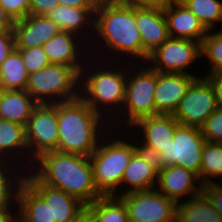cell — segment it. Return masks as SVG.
<instances>
[{
	"label": "cell",
	"instance_id": "obj_41",
	"mask_svg": "<svg viewBox=\"0 0 222 222\" xmlns=\"http://www.w3.org/2000/svg\"><path fill=\"white\" fill-rule=\"evenodd\" d=\"M59 5L76 8H97L99 0H58Z\"/></svg>",
	"mask_w": 222,
	"mask_h": 222
},
{
	"label": "cell",
	"instance_id": "obj_32",
	"mask_svg": "<svg viewBox=\"0 0 222 222\" xmlns=\"http://www.w3.org/2000/svg\"><path fill=\"white\" fill-rule=\"evenodd\" d=\"M207 57L210 68L208 73L222 71V28L208 31L201 43V58Z\"/></svg>",
	"mask_w": 222,
	"mask_h": 222
},
{
	"label": "cell",
	"instance_id": "obj_2",
	"mask_svg": "<svg viewBox=\"0 0 222 222\" xmlns=\"http://www.w3.org/2000/svg\"><path fill=\"white\" fill-rule=\"evenodd\" d=\"M30 171L43 184L72 195L85 205L103 196L95 186L90 156L50 151L36 159Z\"/></svg>",
	"mask_w": 222,
	"mask_h": 222
},
{
	"label": "cell",
	"instance_id": "obj_39",
	"mask_svg": "<svg viewBox=\"0 0 222 222\" xmlns=\"http://www.w3.org/2000/svg\"><path fill=\"white\" fill-rule=\"evenodd\" d=\"M204 75L214 89L218 108L222 109V71Z\"/></svg>",
	"mask_w": 222,
	"mask_h": 222
},
{
	"label": "cell",
	"instance_id": "obj_23",
	"mask_svg": "<svg viewBox=\"0 0 222 222\" xmlns=\"http://www.w3.org/2000/svg\"><path fill=\"white\" fill-rule=\"evenodd\" d=\"M25 155L28 158H26ZM27 160L29 161V150L25 139V126L16 122L0 119V162L13 163L15 161V165L17 164V166H19L21 164L20 169L22 168V171L25 169L24 171L26 172L29 171V167H27L29 163H27ZM19 161L21 163H19ZM22 163H24V165Z\"/></svg>",
	"mask_w": 222,
	"mask_h": 222
},
{
	"label": "cell",
	"instance_id": "obj_15",
	"mask_svg": "<svg viewBox=\"0 0 222 222\" xmlns=\"http://www.w3.org/2000/svg\"><path fill=\"white\" fill-rule=\"evenodd\" d=\"M156 188L176 203L197 197L203 192V185L198 175L177 165L158 169Z\"/></svg>",
	"mask_w": 222,
	"mask_h": 222
},
{
	"label": "cell",
	"instance_id": "obj_40",
	"mask_svg": "<svg viewBox=\"0 0 222 222\" xmlns=\"http://www.w3.org/2000/svg\"><path fill=\"white\" fill-rule=\"evenodd\" d=\"M104 1L118 6L142 7V6L160 5L165 0H104Z\"/></svg>",
	"mask_w": 222,
	"mask_h": 222
},
{
	"label": "cell",
	"instance_id": "obj_25",
	"mask_svg": "<svg viewBox=\"0 0 222 222\" xmlns=\"http://www.w3.org/2000/svg\"><path fill=\"white\" fill-rule=\"evenodd\" d=\"M18 222H51L50 205L25 181L17 191Z\"/></svg>",
	"mask_w": 222,
	"mask_h": 222
},
{
	"label": "cell",
	"instance_id": "obj_9",
	"mask_svg": "<svg viewBox=\"0 0 222 222\" xmlns=\"http://www.w3.org/2000/svg\"><path fill=\"white\" fill-rule=\"evenodd\" d=\"M58 119L56 104H38L25 126V139L29 151V171L44 153L58 149ZM31 162V163H30Z\"/></svg>",
	"mask_w": 222,
	"mask_h": 222
},
{
	"label": "cell",
	"instance_id": "obj_12",
	"mask_svg": "<svg viewBox=\"0 0 222 222\" xmlns=\"http://www.w3.org/2000/svg\"><path fill=\"white\" fill-rule=\"evenodd\" d=\"M199 58H201L200 42L169 37L149 55L147 61L151 63L147 64H151V67L160 73L190 74L185 70L200 60Z\"/></svg>",
	"mask_w": 222,
	"mask_h": 222
},
{
	"label": "cell",
	"instance_id": "obj_17",
	"mask_svg": "<svg viewBox=\"0 0 222 222\" xmlns=\"http://www.w3.org/2000/svg\"><path fill=\"white\" fill-rule=\"evenodd\" d=\"M157 182L158 164L156 158L138 149L132 155L125 169L121 180V188L122 186L123 188H120L113 196L118 197L131 192L153 190L156 189Z\"/></svg>",
	"mask_w": 222,
	"mask_h": 222
},
{
	"label": "cell",
	"instance_id": "obj_43",
	"mask_svg": "<svg viewBox=\"0 0 222 222\" xmlns=\"http://www.w3.org/2000/svg\"><path fill=\"white\" fill-rule=\"evenodd\" d=\"M14 20L5 12L0 5V32L13 31Z\"/></svg>",
	"mask_w": 222,
	"mask_h": 222
},
{
	"label": "cell",
	"instance_id": "obj_13",
	"mask_svg": "<svg viewBox=\"0 0 222 222\" xmlns=\"http://www.w3.org/2000/svg\"><path fill=\"white\" fill-rule=\"evenodd\" d=\"M178 125L173 115L158 114L139 119L127 132L130 135L132 129L138 128L136 133H132L137 138L138 148L156 158L173 142Z\"/></svg>",
	"mask_w": 222,
	"mask_h": 222
},
{
	"label": "cell",
	"instance_id": "obj_27",
	"mask_svg": "<svg viewBox=\"0 0 222 222\" xmlns=\"http://www.w3.org/2000/svg\"><path fill=\"white\" fill-rule=\"evenodd\" d=\"M13 164L14 163L0 162V213L10 210L15 212L14 208L15 205H17L15 203L17 201V191L19 185L24 180L23 174L25 173L23 172L25 171H21L18 168L19 166H13ZM11 206H13L14 208H12Z\"/></svg>",
	"mask_w": 222,
	"mask_h": 222
},
{
	"label": "cell",
	"instance_id": "obj_7",
	"mask_svg": "<svg viewBox=\"0 0 222 222\" xmlns=\"http://www.w3.org/2000/svg\"><path fill=\"white\" fill-rule=\"evenodd\" d=\"M38 104H56L80 97V74L73 68L50 63L29 74L25 89Z\"/></svg>",
	"mask_w": 222,
	"mask_h": 222
},
{
	"label": "cell",
	"instance_id": "obj_14",
	"mask_svg": "<svg viewBox=\"0 0 222 222\" xmlns=\"http://www.w3.org/2000/svg\"><path fill=\"white\" fill-rule=\"evenodd\" d=\"M135 21L143 45V63L170 36L162 4L135 7Z\"/></svg>",
	"mask_w": 222,
	"mask_h": 222
},
{
	"label": "cell",
	"instance_id": "obj_10",
	"mask_svg": "<svg viewBox=\"0 0 222 222\" xmlns=\"http://www.w3.org/2000/svg\"><path fill=\"white\" fill-rule=\"evenodd\" d=\"M118 197L126 207L129 222H176L177 203L157 189Z\"/></svg>",
	"mask_w": 222,
	"mask_h": 222
},
{
	"label": "cell",
	"instance_id": "obj_28",
	"mask_svg": "<svg viewBox=\"0 0 222 222\" xmlns=\"http://www.w3.org/2000/svg\"><path fill=\"white\" fill-rule=\"evenodd\" d=\"M28 76L21 54L14 49L0 65V88L2 90H25Z\"/></svg>",
	"mask_w": 222,
	"mask_h": 222
},
{
	"label": "cell",
	"instance_id": "obj_6",
	"mask_svg": "<svg viewBox=\"0 0 222 222\" xmlns=\"http://www.w3.org/2000/svg\"><path fill=\"white\" fill-rule=\"evenodd\" d=\"M129 64L130 65L128 66L129 72L127 73L125 100H124L121 113H119L121 115H118L114 119V121L116 120L114 123L113 122L110 123L111 129L118 128V130L127 131L139 119L156 115L154 93H155V88L157 84V71H155L149 64H146L143 62L140 63V65L142 64L141 65L142 67L139 66V62L138 64L136 63L134 66L132 65L134 63H132L131 61ZM146 65L148 67H146ZM132 67L133 68L136 67V69L137 68L138 69L133 70ZM119 120L121 123H126V124H119ZM123 125L125 126L123 127ZM119 127L121 128L119 129Z\"/></svg>",
	"mask_w": 222,
	"mask_h": 222
},
{
	"label": "cell",
	"instance_id": "obj_26",
	"mask_svg": "<svg viewBox=\"0 0 222 222\" xmlns=\"http://www.w3.org/2000/svg\"><path fill=\"white\" fill-rule=\"evenodd\" d=\"M176 222H222V218L202 193L177 203Z\"/></svg>",
	"mask_w": 222,
	"mask_h": 222
},
{
	"label": "cell",
	"instance_id": "obj_5",
	"mask_svg": "<svg viewBox=\"0 0 222 222\" xmlns=\"http://www.w3.org/2000/svg\"><path fill=\"white\" fill-rule=\"evenodd\" d=\"M116 130L117 132H114V129H109V134H104L96 150L90 155L95 186L103 196L114 195L120 189L125 169L132 155L139 149L133 134L125 138V135L119 133L126 131Z\"/></svg>",
	"mask_w": 222,
	"mask_h": 222
},
{
	"label": "cell",
	"instance_id": "obj_35",
	"mask_svg": "<svg viewBox=\"0 0 222 222\" xmlns=\"http://www.w3.org/2000/svg\"><path fill=\"white\" fill-rule=\"evenodd\" d=\"M0 5L14 21L29 15L30 0H0Z\"/></svg>",
	"mask_w": 222,
	"mask_h": 222
},
{
	"label": "cell",
	"instance_id": "obj_20",
	"mask_svg": "<svg viewBox=\"0 0 222 222\" xmlns=\"http://www.w3.org/2000/svg\"><path fill=\"white\" fill-rule=\"evenodd\" d=\"M24 173V180L50 205L51 222H67L85 205L78 198L43 184L31 171Z\"/></svg>",
	"mask_w": 222,
	"mask_h": 222
},
{
	"label": "cell",
	"instance_id": "obj_22",
	"mask_svg": "<svg viewBox=\"0 0 222 222\" xmlns=\"http://www.w3.org/2000/svg\"><path fill=\"white\" fill-rule=\"evenodd\" d=\"M95 11L96 8L57 5L46 16L62 31L74 33L79 37L83 36L82 38L90 45L92 42L94 43L92 36H94Z\"/></svg>",
	"mask_w": 222,
	"mask_h": 222
},
{
	"label": "cell",
	"instance_id": "obj_4",
	"mask_svg": "<svg viewBox=\"0 0 222 222\" xmlns=\"http://www.w3.org/2000/svg\"><path fill=\"white\" fill-rule=\"evenodd\" d=\"M57 119V151L61 153L90 156L96 150L103 134L111 129L106 118L96 113L81 97L57 103Z\"/></svg>",
	"mask_w": 222,
	"mask_h": 222
},
{
	"label": "cell",
	"instance_id": "obj_33",
	"mask_svg": "<svg viewBox=\"0 0 222 222\" xmlns=\"http://www.w3.org/2000/svg\"><path fill=\"white\" fill-rule=\"evenodd\" d=\"M15 49L21 54L23 64L25 65L28 74L41 70L50 64L43 46Z\"/></svg>",
	"mask_w": 222,
	"mask_h": 222
},
{
	"label": "cell",
	"instance_id": "obj_24",
	"mask_svg": "<svg viewBox=\"0 0 222 222\" xmlns=\"http://www.w3.org/2000/svg\"><path fill=\"white\" fill-rule=\"evenodd\" d=\"M37 105L26 90L0 89V119L26 126Z\"/></svg>",
	"mask_w": 222,
	"mask_h": 222
},
{
	"label": "cell",
	"instance_id": "obj_18",
	"mask_svg": "<svg viewBox=\"0 0 222 222\" xmlns=\"http://www.w3.org/2000/svg\"><path fill=\"white\" fill-rule=\"evenodd\" d=\"M191 74H173L157 72V84L154 93L156 115H173L190 85L197 79Z\"/></svg>",
	"mask_w": 222,
	"mask_h": 222
},
{
	"label": "cell",
	"instance_id": "obj_31",
	"mask_svg": "<svg viewBox=\"0 0 222 222\" xmlns=\"http://www.w3.org/2000/svg\"><path fill=\"white\" fill-rule=\"evenodd\" d=\"M199 19L207 31L222 22L221 0H180Z\"/></svg>",
	"mask_w": 222,
	"mask_h": 222
},
{
	"label": "cell",
	"instance_id": "obj_16",
	"mask_svg": "<svg viewBox=\"0 0 222 222\" xmlns=\"http://www.w3.org/2000/svg\"><path fill=\"white\" fill-rule=\"evenodd\" d=\"M86 47L88 48L89 46H87L83 38L65 31H61L43 44L44 52L47 54L50 63L73 67L79 74L83 67L86 66L85 62L89 61V56L92 55L85 49ZM85 52L88 57L83 56ZM85 58L88 59L86 60Z\"/></svg>",
	"mask_w": 222,
	"mask_h": 222
},
{
	"label": "cell",
	"instance_id": "obj_42",
	"mask_svg": "<svg viewBox=\"0 0 222 222\" xmlns=\"http://www.w3.org/2000/svg\"><path fill=\"white\" fill-rule=\"evenodd\" d=\"M67 222H93L89 205H84L72 218Z\"/></svg>",
	"mask_w": 222,
	"mask_h": 222
},
{
	"label": "cell",
	"instance_id": "obj_8",
	"mask_svg": "<svg viewBox=\"0 0 222 222\" xmlns=\"http://www.w3.org/2000/svg\"><path fill=\"white\" fill-rule=\"evenodd\" d=\"M205 142L200 128L179 124L173 142L156 157L158 169L177 165L199 176Z\"/></svg>",
	"mask_w": 222,
	"mask_h": 222
},
{
	"label": "cell",
	"instance_id": "obj_11",
	"mask_svg": "<svg viewBox=\"0 0 222 222\" xmlns=\"http://www.w3.org/2000/svg\"><path fill=\"white\" fill-rule=\"evenodd\" d=\"M203 76H198L190 85L187 93L173 113V117L181 125L200 128L218 108L214 89Z\"/></svg>",
	"mask_w": 222,
	"mask_h": 222
},
{
	"label": "cell",
	"instance_id": "obj_19",
	"mask_svg": "<svg viewBox=\"0 0 222 222\" xmlns=\"http://www.w3.org/2000/svg\"><path fill=\"white\" fill-rule=\"evenodd\" d=\"M162 6L171 38L202 43L208 31L186 5L180 0H165Z\"/></svg>",
	"mask_w": 222,
	"mask_h": 222
},
{
	"label": "cell",
	"instance_id": "obj_36",
	"mask_svg": "<svg viewBox=\"0 0 222 222\" xmlns=\"http://www.w3.org/2000/svg\"><path fill=\"white\" fill-rule=\"evenodd\" d=\"M213 204L215 210L222 218V182H216L203 185L202 192Z\"/></svg>",
	"mask_w": 222,
	"mask_h": 222
},
{
	"label": "cell",
	"instance_id": "obj_30",
	"mask_svg": "<svg viewBox=\"0 0 222 222\" xmlns=\"http://www.w3.org/2000/svg\"><path fill=\"white\" fill-rule=\"evenodd\" d=\"M202 185L212 183L213 178L222 180V144L205 142L202 150L200 175ZM222 182V181H221Z\"/></svg>",
	"mask_w": 222,
	"mask_h": 222
},
{
	"label": "cell",
	"instance_id": "obj_44",
	"mask_svg": "<svg viewBox=\"0 0 222 222\" xmlns=\"http://www.w3.org/2000/svg\"><path fill=\"white\" fill-rule=\"evenodd\" d=\"M0 222H18L16 211H15V214L12 211L1 212Z\"/></svg>",
	"mask_w": 222,
	"mask_h": 222
},
{
	"label": "cell",
	"instance_id": "obj_21",
	"mask_svg": "<svg viewBox=\"0 0 222 222\" xmlns=\"http://www.w3.org/2000/svg\"><path fill=\"white\" fill-rule=\"evenodd\" d=\"M62 30L46 15H31L14 21L13 33L15 48L43 46Z\"/></svg>",
	"mask_w": 222,
	"mask_h": 222
},
{
	"label": "cell",
	"instance_id": "obj_38",
	"mask_svg": "<svg viewBox=\"0 0 222 222\" xmlns=\"http://www.w3.org/2000/svg\"><path fill=\"white\" fill-rule=\"evenodd\" d=\"M57 5L58 0H30L29 14L46 15Z\"/></svg>",
	"mask_w": 222,
	"mask_h": 222
},
{
	"label": "cell",
	"instance_id": "obj_1",
	"mask_svg": "<svg viewBox=\"0 0 222 222\" xmlns=\"http://www.w3.org/2000/svg\"><path fill=\"white\" fill-rule=\"evenodd\" d=\"M94 37H97V40ZM93 39L97 45L95 46V44L91 43L89 45L91 48L89 47L88 49L92 50L94 47L97 50L101 47L102 49L100 48L98 51L102 50V55L105 54L103 58H112L107 60L108 62H116L118 59L121 61L124 58L128 59V61L134 58L135 62L138 59L139 63L143 62V45L135 21V7L118 6L99 0L95 11ZM103 48L105 51H103ZM106 51L108 55L105 53ZM112 52L114 54H111ZM121 54L125 57L123 58ZM115 57L116 60H114Z\"/></svg>",
	"mask_w": 222,
	"mask_h": 222
},
{
	"label": "cell",
	"instance_id": "obj_29",
	"mask_svg": "<svg viewBox=\"0 0 222 222\" xmlns=\"http://www.w3.org/2000/svg\"><path fill=\"white\" fill-rule=\"evenodd\" d=\"M88 205L93 222H129L126 207L117 196H101Z\"/></svg>",
	"mask_w": 222,
	"mask_h": 222
},
{
	"label": "cell",
	"instance_id": "obj_37",
	"mask_svg": "<svg viewBox=\"0 0 222 222\" xmlns=\"http://www.w3.org/2000/svg\"><path fill=\"white\" fill-rule=\"evenodd\" d=\"M14 49L15 39L13 31L0 32V65Z\"/></svg>",
	"mask_w": 222,
	"mask_h": 222
},
{
	"label": "cell",
	"instance_id": "obj_34",
	"mask_svg": "<svg viewBox=\"0 0 222 222\" xmlns=\"http://www.w3.org/2000/svg\"><path fill=\"white\" fill-rule=\"evenodd\" d=\"M200 129L207 142L222 144V109L217 108Z\"/></svg>",
	"mask_w": 222,
	"mask_h": 222
},
{
	"label": "cell",
	"instance_id": "obj_3",
	"mask_svg": "<svg viewBox=\"0 0 222 222\" xmlns=\"http://www.w3.org/2000/svg\"><path fill=\"white\" fill-rule=\"evenodd\" d=\"M98 53H100V55ZM98 53H96L97 56L94 53V56H95L94 58L90 56L91 57V59L89 58V61H91L90 63L86 62L87 66H89L88 70H87V66L86 67L84 66L83 69L81 70L80 97L96 113L101 115L103 118L106 117V120L108 119L107 121L110 124L119 115V112L121 113V110L124 104L126 84H127V73H128V67L126 65H129V64L126 63L125 61L124 62L121 61L123 65L119 63L120 61H116L117 64H115V61L114 63L112 61V63L108 64V61H107L106 63L108 66H106L104 62L107 59L102 60V57H103L101 55L102 52H98ZM96 57L99 59H97ZM92 58L95 60H93ZM97 60L99 62L101 60V62L99 63ZM93 61L97 63V66H95L96 63ZM92 63L95 65H92ZM99 64H100V67H99ZM110 65L112 68L110 67ZM124 65L125 67H123ZM116 66H118L119 68ZM113 108L115 109L116 112L114 111ZM113 112L115 113V115ZM110 114L111 116L109 117Z\"/></svg>",
	"mask_w": 222,
	"mask_h": 222
}]
</instances>
